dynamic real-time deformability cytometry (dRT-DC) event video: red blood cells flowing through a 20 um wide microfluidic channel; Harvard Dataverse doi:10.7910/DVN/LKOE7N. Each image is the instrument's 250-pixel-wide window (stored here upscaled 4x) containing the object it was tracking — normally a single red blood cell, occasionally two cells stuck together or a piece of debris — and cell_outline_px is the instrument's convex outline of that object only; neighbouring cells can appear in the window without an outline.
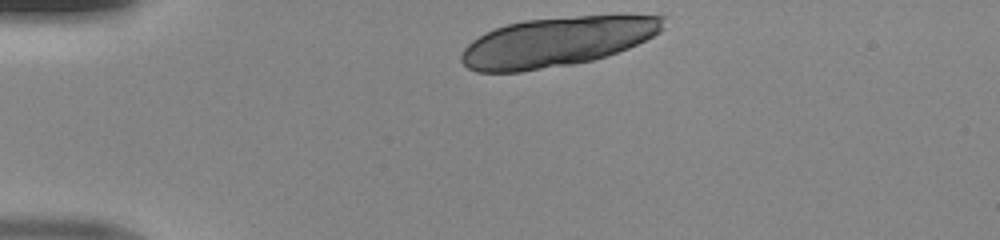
{"species": "human", "species_latin": "Homo sapiens", "temperature_condition": "room temperature", "stored_images_in_passage": 30, "segment_of_instrument_passage": [1, 2], "camera_frame_rate_fps": 3000, "um_per_image_px": 0.085, "donor": {"sex": "male"}, "frame": {"image": 1, "passage_image": 1, "time_ms": 0.0, "image_size_px": [1000, 240], "cell_outline_px": [[668, 16], [664, 28], [660, 32], [628, 48], [592, 60], [572, 64], [520, 72], [476, 72], [468, 68], [460, 60], [460, 56], [464, 48], [472, 40], [496, 28], [508, 24], [524, 20], [620, 12]], "centroid_in_image_um": [47.44, 3.5], "position_along_channel_um": 37.6, "area_um2": 59.25}}